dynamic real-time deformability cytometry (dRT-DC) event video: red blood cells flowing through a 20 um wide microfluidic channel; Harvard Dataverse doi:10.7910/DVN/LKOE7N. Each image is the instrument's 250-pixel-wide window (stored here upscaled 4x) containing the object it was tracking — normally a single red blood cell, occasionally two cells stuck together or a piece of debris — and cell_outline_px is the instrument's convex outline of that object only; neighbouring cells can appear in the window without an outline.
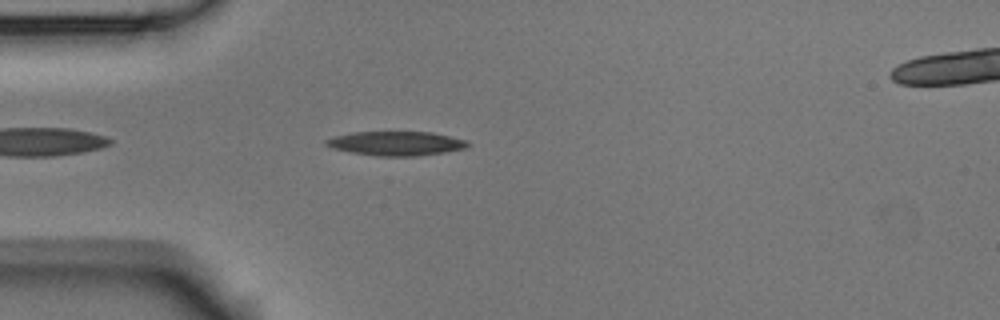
{"species": "Egyptian fruit bat (a non-hibernating species)", "species_latin": "Rousettus aegyptiacus", "temperature_condition": "room temperature", "stored_images_in_passage": 44, "camera_frame_rate_fps": 3000, "um_per_image_px": 0.085, "animal": {"sex": "male"}, "frame": {"image": 1, "passage_image": 4, "time_ms": 1.0, "image_size_px": [1000, 320], "cell_outline_px": [[468, 144], [464, 148], [444, 152], [416, 156], [376, 156], [352, 152], [332, 148], [324, 144], [324, 140], [336, 136], [352, 132], [432, 132], [468, 140]], "centroid_in_image_um": [33.65, 12.19], "position_along_channel_um": 51.4, "area_um2": 19.83}}
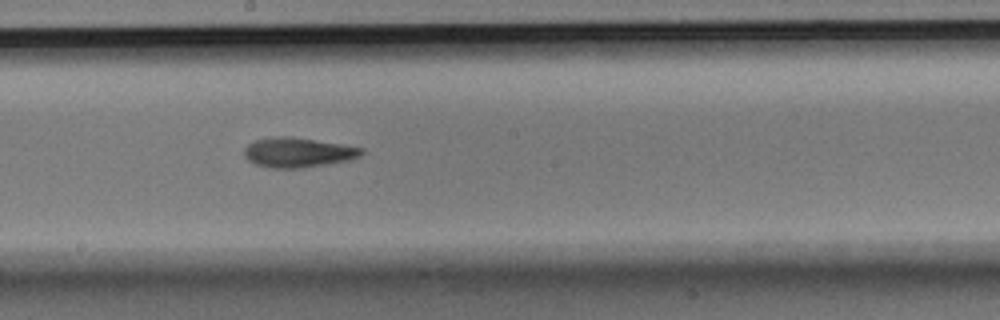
{"frame": {"image": 2, "passage_image": 19, "time_ms": 6.0, "image_size_px": [1000, 320], "cell_outline_px": [[364, 152], [360, 156], [348, 160], [300, 168], [272, 168], [256, 164], [248, 160], [244, 156], [244, 148], [248, 144], [256, 140], [276, 136], [288, 136], [340, 144], [364, 148]], "centroid_in_image_um": [25.3, 12.95], "position_along_channel_um": 222.9, "area_um2": 20.06}}
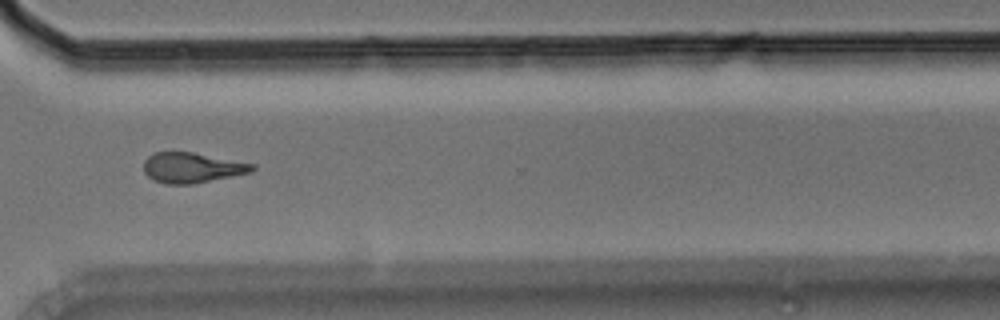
{"frame": {"image": 3, "passage_image": 30, "time_ms": 9.667, "image_size_px": [1000, 320], "cell_outline_px": [[256, 168], [252, 172], [192, 184], [168, 184], [152, 180], [144, 172], [144, 160], [148, 156], [156, 152], [192, 152], [256, 164]], "centroid_in_image_um": [16.32, 14.25], "position_along_channel_um": 354.3, "area_um2": 19.13}, "authors_computed_cell_mechanics": {"area_um2": 19.4786, "velocity_mm_per_s": 3.5923, "shape_relaxation_time_tau1_ms": 4.5237, "shape_relaxation_time_tau2_ms": 6.3429, "deformation_change_tau1": 0.1722, "deformation_change_tau2": 0.1597}}